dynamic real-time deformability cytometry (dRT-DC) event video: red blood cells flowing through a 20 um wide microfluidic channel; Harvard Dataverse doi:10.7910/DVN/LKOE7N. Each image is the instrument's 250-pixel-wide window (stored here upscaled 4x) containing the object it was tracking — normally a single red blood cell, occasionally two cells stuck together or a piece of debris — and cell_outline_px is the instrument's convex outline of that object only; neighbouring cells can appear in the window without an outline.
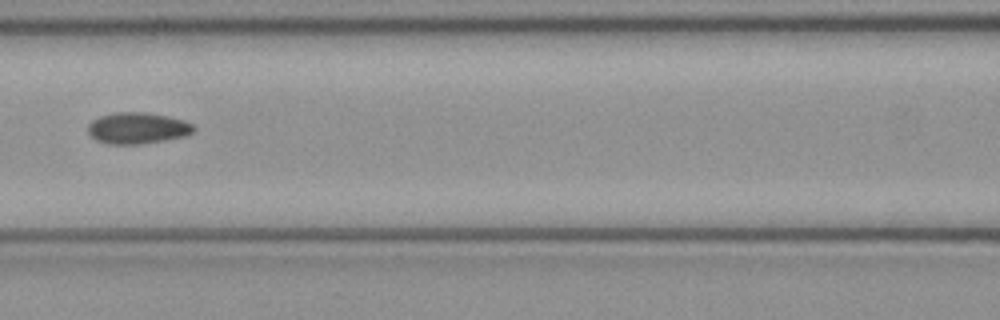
{"species": "common noctule bat (a hibernating species)", "species_latin": "Nyctalus noctula", "temperature_condition": "cold", "stored_images_in_passage": 3, "camera_frame_rate_fps": 3000, "um_per_image_px": 0.085, "animal": {"sex": "female", "body_mass_g": 21.9}, "frame": {"image": 1, "passage_image": 3, "time_ms": 0.667, "image_size_px": [1000, 320], "cell_outline_px": [[196, 128], [192, 132], [184, 136], [164, 140], [140, 144], [108, 144], [96, 140], [88, 132], [88, 124], [92, 120], [100, 116], [116, 112], [144, 112], [168, 116], [184, 120], [192, 124]], "centroid_in_image_um": [11.68, 10.88], "position_along_channel_um": 154.9, "area_um2": 19.25}}